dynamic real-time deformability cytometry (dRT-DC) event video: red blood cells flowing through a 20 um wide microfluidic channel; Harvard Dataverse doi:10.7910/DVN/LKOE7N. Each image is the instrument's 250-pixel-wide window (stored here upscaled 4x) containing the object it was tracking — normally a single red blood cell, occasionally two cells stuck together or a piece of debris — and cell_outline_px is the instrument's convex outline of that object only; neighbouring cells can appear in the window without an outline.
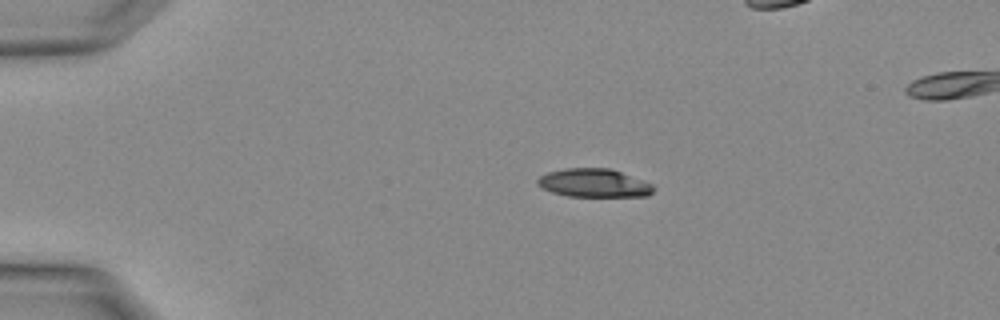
{"species": "Egyptian fruit bat (a non-hibernating species)", "species_latin": "Rousettus aegyptiacus", "temperature_condition": "warm", "stored_images_in_passage": 3, "camera_frame_rate_fps": 3000, "um_per_image_px": 0.085, "animal": {"sex": "female"}, "frame": {"image": 1, "passage_image": 1, "time_ms": 0.0, "image_size_px": [1000, 320], "cell_outline_px": [[656, 188], [648, 196], [568, 196], [552, 192], [540, 188], [536, 184], [536, 180], [540, 176], [548, 172], [564, 168], [608, 168], [620, 172], [652, 184]], "centroid_in_image_um": [50.44, 15.56], "position_along_channel_um": 34.6, "area_um2": 19.13}}